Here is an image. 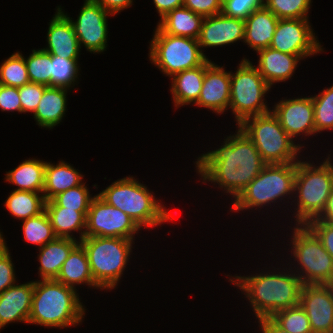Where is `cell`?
Here are the masks:
<instances>
[{
  "instance_id": "obj_14",
  "label": "cell",
  "mask_w": 333,
  "mask_h": 333,
  "mask_svg": "<svg viewBox=\"0 0 333 333\" xmlns=\"http://www.w3.org/2000/svg\"><path fill=\"white\" fill-rule=\"evenodd\" d=\"M308 19H279L270 48L300 56L303 60L324 52Z\"/></svg>"
},
{
  "instance_id": "obj_50",
  "label": "cell",
  "mask_w": 333,
  "mask_h": 333,
  "mask_svg": "<svg viewBox=\"0 0 333 333\" xmlns=\"http://www.w3.org/2000/svg\"><path fill=\"white\" fill-rule=\"evenodd\" d=\"M6 240L3 237V233L0 230V253H2L7 248Z\"/></svg>"
},
{
  "instance_id": "obj_25",
  "label": "cell",
  "mask_w": 333,
  "mask_h": 333,
  "mask_svg": "<svg viewBox=\"0 0 333 333\" xmlns=\"http://www.w3.org/2000/svg\"><path fill=\"white\" fill-rule=\"evenodd\" d=\"M78 244V239L57 237L38 248L37 257L40 263L38 274L41 280L56 279L64 261Z\"/></svg>"
},
{
  "instance_id": "obj_19",
  "label": "cell",
  "mask_w": 333,
  "mask_h": 333,
  "mask_svg": "<svg viewBox=\"0 0 333 333\" xmlns=\"http://www.w3.org/2000/svg\"><path fill=\"white\" fill-rule=\"evenodd\" d=\"M17 284V285H16ZM0 293V330L10 323H28L31 308L34 281L18 284Z\"/></svg>"
},
{
  "instance_id": "obj_4",
  "label": "cell",
  "mask_w": 333,
  "mask_h": 333,
  "mask_svg": "<svg viewBox=\"0 0 333 333\" xmlns=\"http://www.w3.org/2000/svg\"><path fill=\"white\" fill-rule=\"evenodd\" d=\"M152 192L146 185L129 175L115 180L97 195L107 204L126 213L141 229L173 222L170 211Z\"/></svg>"
},
{
  "instance_id": "obj_13",
  "label": "cell",
  "mask_w": 333,
  "mask_h": 333,
  "mask_svg": "<svg viewBox=\"0 0 333 333\" xmlns=\"http://www.w3.org/2000/svg\"><path fill=\"white\" fill-rule=\"evenodd\" d=\"M57 8L70 20L81 46L90 53H101L107 48L108 17L114 16L103 9L95 0H85L77 20H72L62 7ZM83 44V45H82Z\"/></svg>"
},
{
  "instance_id": "obj_8",
  "label": "cell",
  "mask_w": 333,
  "mask_h": 333,
  "mask_svg": "<svg viewBox=\"0 0 333 333\" xmlns=\"http://www.w3.org/2000/svg\"><path fill=\"white\" fill-rule=\"evenodd\" d=\"M86 251L94 282L101 290H112L125 271L134 240L114 237H84L79 242Z\"/></svg>"
},
{
  "instance_id": "obj_36",
  "label": "cell",
  "mask_w": 333,
  "mask_h": 333,
  "mask_svg": "<svg viewBox=\"0 0 333 333\" xmlns=\"http://www.w3.org/2000/svg\"><path fill=\"white\" fill-rule=\"evenodd\" d=\"M271 318L288 333H313L308 316L300 305L280 310Z\"/></svg>"
},
{
  "instance_id": "obj_31",
  "label": "cell",
  "mask_w": 333,
  "mask_h": 333,
  "mask_svg": "<svg viewBox=\"0 0 333 333\" xmlns=\"http://www.w3.org/2000/svg\"><path fill=\"white\" fill-rule=\"evenodd\" d=\"M46 200L42 193L13 190L4 202V207L19 220L41 214L45 210Z\"/></svg>"
},
{
  "instance_id": "obj_47",
  "label": "cell",
  "mask_w": 333,
  "mask_h": 333,
  "mask_svg": "<svg viewBox=\"0 0 333 333\" xmlns=\"http://www.w3.org/2000/svg\"><path fill=\"white\" fill-rule=\"evenodd\" d=\"M153 2L160 19L175 8L183 6V0H153Z\"/></svg>"
},
{
  "instance_id": "obj_9",
  "label": "cell",
  "mask_w": 333,
  "mask_h": 333,
  "mask_svg": "<svg viewBox=\"0 0 333 333\" xmlns=\"http://www.w3.org/2000/svg\"><path fill=\"white\" fill-rule=\"evenodd\" d=\"M289 242L291 254L297 262L294 270L303 284L331 285L333 283V258L320 239L307 225H296ZM296 266V267H295ZM297 269V270H296ZM296 270V271H295Z\"/></svg>"
},
{
  "instance_id": "obj_28",
  "label": "cell",
  "mask_w": 333,
  "mask_h": 333,
  "mask_svg": "<svg viewBox=\"0 0 333 333\" xmlns=\"http://www.w3.org/2000/svg\"><path fill=\"white\" fill-rule=\"evenodd\" d=\"M55 280L74 289L85 284L101 290L94 282L86 251L80 243L70 252Z\"/></svg>"
},
{
  "instance_id": "obj_41",
  "label": "cell",
  "mask_w": 333,
  "mask_h": 333,
  "mask_svg": "<svg viewBox=\"0 0 333 333\" xmlns=\"http://www.w3.org/2000/svg\"><path fill=\"white\" fill-rule=\"evenodd\" d=\"M46 87V85L31 82L19 87V99L22 106V113L35 112Z\"/></svg>"
},
{
  "instance_id": "obj_16",
  "label": "cell",
  "mask_w": 333,
  "mask_h": 333,
  "mask_svg": "<svg viewBox=\"0 0 333 333\" xmlns=\"http://www.w3.org/2000/svg\"><path fill=\"white\" fill-rule=\"evenodd\" d=\"M300 306L305 310L313 333H333V288L303 284Z\"/></svg>"
},
{
  "instance_id": "obj_1",
  "label": "cell",
  "mask_w": 333,
  "mask_h": 333,
  "mask_svg": "<svg viewBox=\"0 0 333 333\" xmlns=\"http://www.w3.org/2000/svg\"><path fill=\"white\" fill-rule=\"evenodd\" d=\"M237 128L236 134L227 136L220 148L201 154L194 162L202 183L219 185L234 200L266 165L252 140Z\"/></svg>"
},
{
  "instance_id": "obj_2",
  "label": "cell",
  "mask_w": 333,
  "mask_h": 333,
  "mask_svg": "<svg viewBox=\"0 0 333 333\" xmlns=\"http://www.w3.org/2000/svg\"><path fill=\"white\" fill-rule=\"evenodd\" d=\"M276 269L251 276L227 275L229 281L245 294L256 319L272 317L280 310L300 305L301 279L291 270L292 266L286 270L283 268L284 271Z\"/></svg>"
},
{
  "instance_id": "obj_3",
  "label": "cell",
  "mask_w": 333,
  "mask_h": 333,
  "mask_svg": "<svg viewBox=\"0 0 333 333\" xmlns=\"http://www.w3.org/2000/svg\"><path fill=\"white\" fill-rule=\"evenodd\" d=\"M77 291L55 279L35 280L28 324L55 329L80 325L86 309Z\"/></svg>"
},
{
  "instance_id": "obj_22",
  "label": "cell",
  "mask_w": 333,
  "mask_h": 333,
  "mask_svg": "<svg viewBox=\"0 0 333 333\" xmlns=\"http://www.w3.org/2000/svg\"><path fill=\"white\" fill-rule=\"evenodd\" d=\"M279 19L265 6L254 10L245 19L244 42L253 51L268 48Z\"/></svg>"
},
{
  "instance_id": "obj_38",
  "label": "cell",
  "mask_w": 333,
  "mask_h": 333,
  "mask_svg": "<svg viewBox=\"0 0 333 333\" xmlns=\"http://www.w3.org/2000/svg\"><path fill=\"white\" fill-rule=\"evenodd\" d=\"M51 62L53 65L52 86L68 89L73 88L79 79L80 68L78 60H69L59 56H51Z\"/></svg>"
},
{
  "instance_id": "obj_30",
  "label": "cell",
  "mask_w": 333,
  "mask_h": 333,
  "mask_svg": "<svg viewBox=\"0 0 333 333\" xmlns=\"http://www.w3.org/2000/svg\"><path fill=\"white\" fill-rule=\"evenodd\" d=\"M46 162L36 158L26 159L15 169L6 172L5 181L16 185L15 190L42 193Z\"/></svg>"
},
{
  "instance_id": "obj_26",
  "label": "cell",
  "mask_w": 333,
  "mask_h": 333,
  "mask_svg": "<svg viewBox=\"0 0 333 333\" xmlns=\"http://www.w3.org/2000/svg\"><path fill=\"white\" fill-rule=\"evenodd\" d=\"M205 76V62L196 68L174 74L171 79V94L176 109L195 104L201 93Z\"/></svg>"
},
{
  "instance_id": "obj_45",
  "label": "cell",
  "mask_w": 333,
  "mask_h": 333,
  "mask_svg": "<svg viewBox=\"0 0 333 333\" xmlns=\"http://www.w3.org/2000/svg\"><path fill=\"white\" fill-rule=\"evenodd\" d=\"M0 110L6 112L22 113L19 99V88L0 84Z\"/></svg>"
},
{
  "instance_id": "obj_6",
  "label": "cell",
  "mask_w": 333,
  "mask_h": 333,
  "mask_svg": "<svg viewBox=\"0 0 333 333\" xmlns=\"http://www.w3.org/2000/svg\"><path fill=\"white\" fill-rule=\"evenodd\" d=\"M295 175L296 162L266 164L261 172L233 201L230 211L244 212V210L249 211L254 208L262 209L265 206H269V204L271 206V203L283 202L286 197L292 200L294 197Z\"/></svg>"
},
{
  "instance_id": "obj_49",
  "label": "cell",
  "mask_w": 333,
  "mask_h": 333,
  "mask_svg": "<svg viewBox=\"0 0 333 333\" xmlns=\"http://www.w3.org/2000/svg\"><path fill=\"white\" fill-rule=\"evenodd\" d=\"M316 219L327 223H333V190L327 199L324 210Z\"/></svg>"
},
{
  "instance_id": "obj_15",
  "label": "cell",
  "mask_w": 333,
  "mask_h": 333,
  "mask_svg": "<svg viewBox=\"0 0 333 333\" xmlns=\"http://www.w3.org/2000/svg\"><path fill=\"white\" fill-rule=\"evenodd\" d=\"M271 109L286 133L294 140L298 136L316 135L313 99L299 97L282 99Z\"/></svg>"
},
{
  "instance_id": "obj_18",
  "label": "cell",
  "mask_w": 333,
  "mask_h": 333,
  "mask_svg": "<svg viewBox=\"0 0 333 333\" xmlns=\"http://www.w3.org/2000/svg\"><path fill=\"white\" fill-rule=\"evenodd\" d=\"M244 38L245 20L220 13L203 18L198 43L204 54V47H221L239 40L244 42Z\"/></svg>"
},
{
  "instance_id": "obj_34",
  "label": "cell",
  "mask_w": 333,
  "mask_h": 333,
  "mask_svg": "<svg viewBox=\"0 0 333 333\" xmlns=\"http://www.w3.org/2000/svg\"><path fill=\"white\" fill-rule=\"evenodd\" d=\"M28 76L31 83L52 86L51 55L41 49H33L29 57L25 58Z\"/></svg>"
},
{
  "instance_id": "obj_29",
  "label": "cell",
  "mask_w": 333,
  "mask_h": 333,
  "mask_svg": "<svg viewBox=\"0 0 333 333\" xmlns=\"http://www.w3.org/2000/svg\"><path fill=\"white\" fill-rule=\"evenodd\" d=\"M203 17L182 6L168 12L157 26L166 34L198 39Z\"/></svg>"
},
{
  "instance_id": "obj_37",
  "label": "cell",
  "mask_w": 333,
  "mask_h": 333,
  "mask_svg": "<svg viewBox=\"0 0 333 333\" xmlns=\"http://www.w3.org/2000/svg\"><path fill=\"white\" fill-rule=\"evenodd\" d=\"M311 0H264V6L278 19H309Z\"/></svg>"
},
{
  "instance_id": "obj_12",
  "label": "cell",
  "mask_w": 333,
  "mask_h": 333,
  "mask_svg": "<svg viewBox=\"0 0 333 333\" xmlns=\"http://www.w3.org/2000/svg\"><path fill=\"white\" fill-rule=\"evenodd\" d=\"M141 228L126 213L107 204L97 194L92 199L87 217L85 237H114L135 240Z\"/></svg>"
},
{
  "instance_id": "obj_32",
  "label": "cell",
  "mask_w": 333,
  "mask_h": 333,
  "mask_svg": "<svg viewBox=\"0 0 333 333\" xmlns=\"http://www.w3.org/2000/svg\"><path fill=\"white\" fill-rule=\"evenodd\" d=\"M22 222L25 241L39 246L38 248L57 238L45 210L41 214L25 219Z\"/></svg>"
},
{
  "instance_id": "obj_42",
  "label": "cell",
  "mask_w": 333,
  "mask_h": 333,
  "mask_svg": "<svg viewBox=\"0 0 333 333\" xmlns=\"http://www.w3.org/2000/svg\"><path fill=\"white\" fill-rule=\"evenodd\" d=\"M14 264L8 247L0 253V293L4 292L17 281Z\"/></svg>"
},
{
  "instance_id": "obj_11",
  "label": "cell",
  "mask_w": 333,
  "mask_h": 333,
  "mask_svg": "<svg viewBox=\"0 0 333 333\" xmlns=\"http://www.w3.org/2000/svg\"><path fill=\"white\" fill-rule=\"evenodd\" d=\"M149 60L166 76L201 66L208 58L198 39L164 33L158 26L150 41Z\"/></svg>"
},
{
  "instance_id": "obj_21",
  "label": "cell",
  "mask_w": 333,
  "mask_h": 333,
  "mask_svg": "<svg viewBox=\"0 0 333 333\" xmlns=\"http://www.w3.org/2000/svg\"><path fill=\"white\" fill-rule=\"evenodd\" d=\"M258 69L261 76L272 87L278 82L290 80L297 65L302 58L300 56L283 53L270 47L258 50Z\"/></svg>"
},
{
  "instance_id": "obj_5",
  "label": "cell",
  "mask_w": 333,
  "mask_h": 333,
  "mask_svg": "<svg viewBox=\"0 0 333 333\" xmlns=\"http://www.w3.org/2000/svg\"><path fill=\"white\" fill-rule=\"evenodd\" d=\"M331 154L319 165L299 160L294 180L293 217L296 225H306L317 218L325 208L333 190V163ZM297 201V202H296Z\"/></svg>"
},
{
  "instance_id": "obj_43",
  "label": "cell",
  "mask_w": 333,
  "mask_h": 333,
  "mask_svg": "<svg viewBox=\"0 0 333 333\" xmlns=\"http://www.w3.org/2000/svg\"><path fill=\"white\" fill-rule=\"evenodd\" d=\"M223 0H183V6L203 18L222 12Z\"/></svg>"
},
{
  "instance_id": "obj_7",
  "label": "cell",
  "mask_w": 333,
  "mask_h": 333,
  "mask_svg": "<svg viewBox=\"0 0 333 333\" xmlns=\"http://www.w3.org/2000/svg\"><path fill=\"white\" fill-rule=\"evenodd\" d=\"M239 127L252 140L266 164L299 161L302 144H295L272 111L246 118ZM299 155V156H298Z\"/></svg>"
},
{
  "instance_id": "obj_27",
  "label": "cell",
  "mask_w": 333,
  "mask_h": 333,
  "mask_svg": "<svg viewBox=\"0 0 333 333\" xmlns=\"http://www.w3.org/2000/svg\"><path fill=\"white\" fill-rule=\"evenodd\" d=\"M78 171L74 166L62 160L56 165L46 161L42 192L44 199L52 200L59 193L81 185L84 175Z\"/></svg>"
},
{
  "instance_id": "obj_20",
  "label": "cell",
  "mask_w": 333,
  "mask_h": 333,
  "mask_svg": "<svg viewBox=\"0 0 333 333\" xmlns=\"http://www.w3.org/2000/svg\"><path fill=\"white\" fill-rule=\"evenodd\" d=\"M47 47L43 48L51 56L78 60L81 48L70 20L57 8L49 22Z\"/></svg>"
},
{
  "instance_id": "obj_35",
  "label": "cell",
  "mask_w": 333,
  "mask_h": 333,
  "mask_svg": "<svg viewBox=\"0 0 333 333\" xmlns=\"http://www.w3.org/2000/svg\"><path fill=\"white\" fill-rule=\"evenodd\" d=\"M316 133L333 130V84L312 96Z\"/></svg>"
},
{
  "instance_id": "obj_48",
  "label": "cell",
  "mask_w": 333,
  "mask_h": 333,
  "mask_svg": "<svg viewBox=\"0 0 333 333\" xmlns=\"http://www.w3.org/2000/svg\"><path fill=\"white\" fill-rule=\"evenodd\" d=\"M261 333H288L280 327L271 317L258 319Z\"/></svg>"
},
{
  "instance_id": "obj_39",
  "label": "cell",
  "mask_w": 333,
  "mask_h": 333,
  "mask_svg": "<svg viewBox=\"0 0 333 333\" xmlns=\"http://www.w3.org/2000/svg\"><path fill=\"white\" fill-rule=\"evenodd\" d=\"M88 187L83 182L81 185L68 189L56 195L53 200L60 206L76 211H88L92 199Z\"/></svg>"
},
{
  "instance_id": "obj_46",
  "label": "cell",
  "mask_w": 333,
  "mask_h": 333,
  "mask_svg": "<svg viewBox=\"0 0 333 333\" xmlns=\"http://www.w3.org/2000/svg\"><path fill=\"white\" fill-rule=\"evenodd\" d=\"M103 9L116 15L117 13L129 8L133 0H95Z\"/></svg>"
},
{
  "instance_id": "obj_17",
  "label": "cell",
  "mask_w": 333,
  "mask_h": 333,
  "mask_svg": "<svg viewBox=\"0 0 333 333\" xmlns=\"http://www.w3.org/2000/svg\"><path fill=\"white\" fill-rule=\"evenodd\" d=\"M230 72L210 59L205 61V76L198 101L194 106L224 114L230 104Z\"/></svg>"
},
{
  "instance_id": "obj_24",
  "label": "cell",
  "mask_w": 333,
  "mask_h": 333,
  "mask_svg": "<svg viewBox=\"0 0 333 333\" xmlns=\"http://www.w3.org/2000/svg\"><path fill=\"white\" fill-rule=\"evenodd\" d=\"M68 88L47 86L33 113L36 124L41 128L53 129L62 121L67 104Z\"/></svg>"
},
{
  "instance_id": "obj_40",
  "label": "cell",
  "mask_w": 333,
  "mask_h": 333,
  "mask_svg": "<svg viewBox=\"0 0 333 333\" xmlns=\"http://www.w3.org/2000/svg\"><path fill=\"white\" fill-rule=\"evenodd\" d=\"M264 7V0H223L222 14L245 20L254 10Z\"/></svg>"
},
{
  "instance_id": "obj_33",
  "label": "cell",
  "mask_w": 333,
  "mask_h": 333,
  "mask_svg": "<svg viewBox=\"0 0 333 333\" xmlns=\"http://www.w3.org/2000/svg\"><path fill=\"white\" fill-rule=\"evenodd\" d=\"M30 82L25 59L19 51L5 59L0 65V84L10 87H22Z\"/></svg>"
},
{
  "instance_id": "obj_10",
  "label": "cell",
  "mask_w": 333,
  "mask_h": 333,
  "mask_svg": "<svg viewBox=\"0 0 333 333\" xmlns=\"http://www.w3.org/2000/svg\"><path fill=\"white\" fill-rule=\"evenodd\" d=\"M234 72H230L229 109L239 126L248 117L271 111L265 102L271 86L249 59H242Z\"/></svg>"
},
{
  "instance_id": "obj_23",
  "label": "cell",
  "mask_w": 333,
  "mask_h": 333,
  "mask_svg": "<svg viewBox=\"0 0 333 333\" xmlns=\"http://www.w3.org/2000/svg\"><path fill=\"white\" fill-rule=\"evenodd\" d=\"M45 212L57 237L76 239L73 237V232L75 231L79 232V242L85 237L88 211H76L75 209L60 207L52 199L46 201Z\"/></svg>"
},
{
  "instance_id": "obj_44",
  "label": "cell",
  "mask_w": 333,
  "mask_h": 333,
  "mask_svg": "<svg viewBox=\"0 0 333 333\" xmlns=\"http://www.w3.org/2000/svg\"><path fill=\"white\" fill-rule=\"evenodd\" d=\"M306 225L316 234L323 247L333 258V223L319 221L315 218Z\"/></svg>"
}]
</instances>
